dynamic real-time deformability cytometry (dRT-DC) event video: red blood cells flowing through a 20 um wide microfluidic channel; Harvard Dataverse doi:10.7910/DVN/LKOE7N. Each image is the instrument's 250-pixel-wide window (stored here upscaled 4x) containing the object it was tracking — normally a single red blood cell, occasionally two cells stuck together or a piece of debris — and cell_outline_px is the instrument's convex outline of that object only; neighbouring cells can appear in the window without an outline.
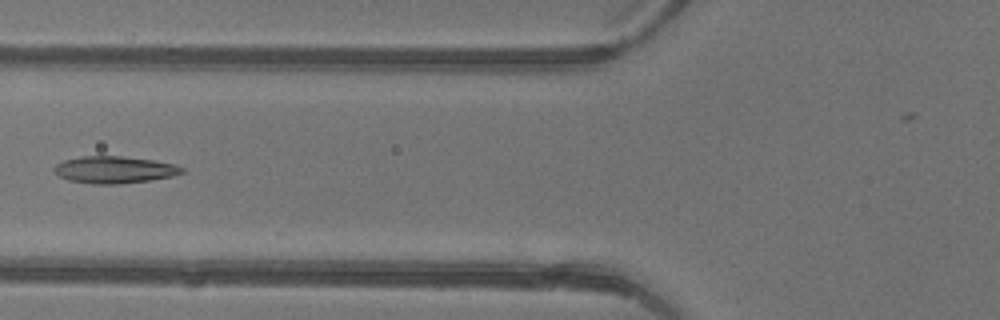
{"species": "common noctule bat (a hibernating species)", "species_latin": "Nyctalus noctula", "temperature_condition": "warm", "stored_images_in_passage": 6, "camera_frame_rate_fps": 3000, "um_per_image_px": 0.085, "animal": {"sex": "female"}, "frame": {"image": 1, "passage_image": 6, "time_ms": 1.667, "image_size_px": [1000, 320], "cell_outline_px": [[184, 172], [172, 176], [152, 180], [120, 184], [92, 184], [68, 180], [60, 176], [52, 168], [56, 164], [64, 160], [80, 156], [120, 156], [152, 160], [176, 164], [184, 168]], "centroid_in_image_um": [9.73, 14.43], "position_along_channel_um": 116.1, "area_um2": 20.17}}